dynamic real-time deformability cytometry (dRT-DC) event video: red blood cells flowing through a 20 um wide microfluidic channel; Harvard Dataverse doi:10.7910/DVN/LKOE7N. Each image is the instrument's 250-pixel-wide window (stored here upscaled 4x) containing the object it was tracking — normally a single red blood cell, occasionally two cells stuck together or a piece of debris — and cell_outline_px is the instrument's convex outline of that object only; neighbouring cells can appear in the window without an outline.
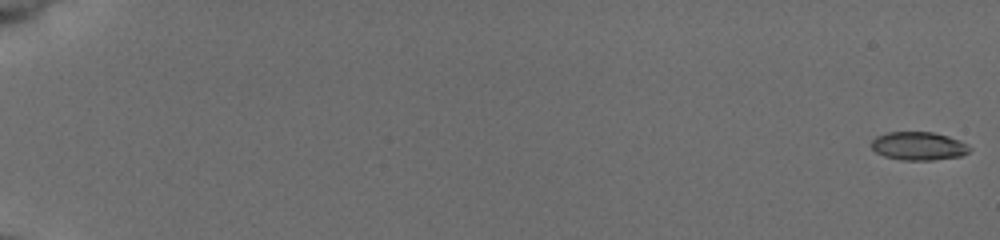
{"species": "common noctule bat (a hibernating species)", "species_latin": "Nyctalus noctula", "temperature_condition": "cold", "stored_images_in_passage": 55, "camera_frame_rate_fps": 3000, "um_per_image_px": 0.085, "animal": {"sex": "female", "body_mass_g": 19.5, "forearm_length_mm": 54.1}, "frame": {"image": 1, "passage_image": 1, "time_ms": 0.0, "image_size_px": [1000, 240], "cell_outline_px": [[972, 148], [968, 152], [960, 156], [932, 160], [900, 160], [884, 156], [876, 152], [872, 148], [872, 140], [876, 136], [888, 132], [932, 132], [948, 136], [960, 140], [968, 144]], "centroid_in_image_um": [78.09, 12.41], "position_along_channel_um": 6.9, "area_um2": 16.24}}
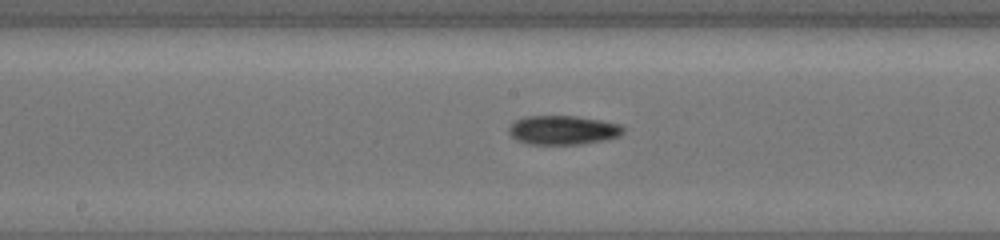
{"frame": {"image": 2, "passage_image": 32, "time_ms": 10.333, "image_size_px": [1000, 240], "cell_outline_px": [[624, 132], [620, 136], [608, 140], [584, 144], [528, 144], [516, 140], [508, 132], [508, 128], [516, 120], [524, 116], [576, 116], [600, 120], [620, 124], [624, 128]], "centroid_in_image_um": [47.88, 11.06], "position_along_channel_um": 200.3, "area_um2": 19.59}}
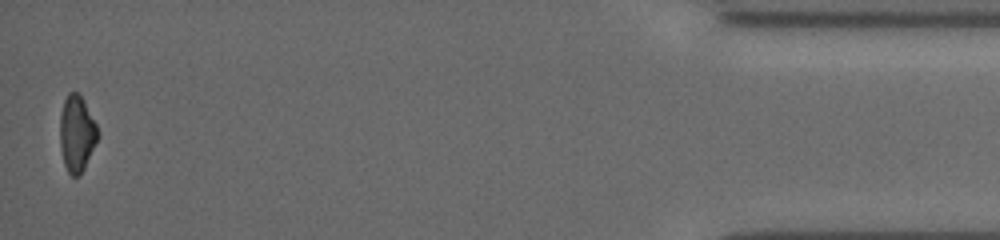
{"frame": {"image": 3, "passage_image": 55, "time_ms": 18.0, "image_size_px": [1000, 240], "cell_outline_px": [[100, 136], [84, 168], [76, 176], [72, 176], [68, 172], [64, 164], [60, 144], [60, 116], [64, 100], [68, 92], [76, 92], [84, 100], [100, 132]], "centroid_in_image_um": [6.54, 11.34], "position_along_channel_um": 428.7, "area_um2": 16.76}, "authors_computed_cell_mechanics": {"area_um2": 17.4556, "velocity_mm_per_s": 3.9199, "shape_relaxation_time_tau1_ms": 3.0513, "shape_relaxation_time_tau2_ms": 8.1931, "deformation_change_tau1": 0.1127, "deformation_change_tau2": 0.1549}}